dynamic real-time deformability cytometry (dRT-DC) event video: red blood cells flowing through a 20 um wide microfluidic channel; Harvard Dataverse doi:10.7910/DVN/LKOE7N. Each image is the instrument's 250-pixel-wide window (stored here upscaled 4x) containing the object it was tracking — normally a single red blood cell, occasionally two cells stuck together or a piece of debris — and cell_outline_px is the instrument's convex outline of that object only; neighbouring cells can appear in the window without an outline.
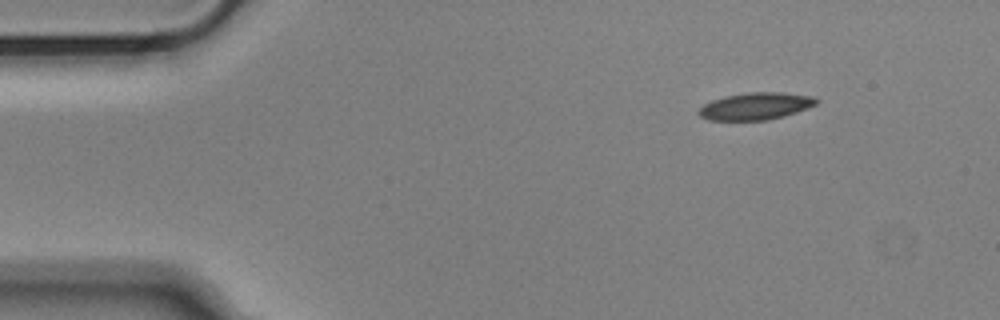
{"species": "Egyptian fruit bat (a non-hibernating species)", "species_latin": "Rousettus aegyptiacus", "temperature_condition": "cold", "stored_images_in_passage": 49, "camera_frame_rate_fps": 3000, "um_per_image_px": 0.085, "animal": {"sex": "male"}, "frame": {"image": 1, "passage_image": 1, "time_ms": 0.0, "image_size_px": [1000, 320], "cell_outline_px": [[820, 100], [816, 104], [796, 112], [784, 116], [768, 120], [708, 120], [700, 116], [696, 112], [704, 104], [712, 100], [728, 96], [748, 92], [784, 92], [812, 96]], "centroid_in_image_um": [64.23, 9.02], "position_along_channel_um": 20.8, "area_um2": 18.55}}
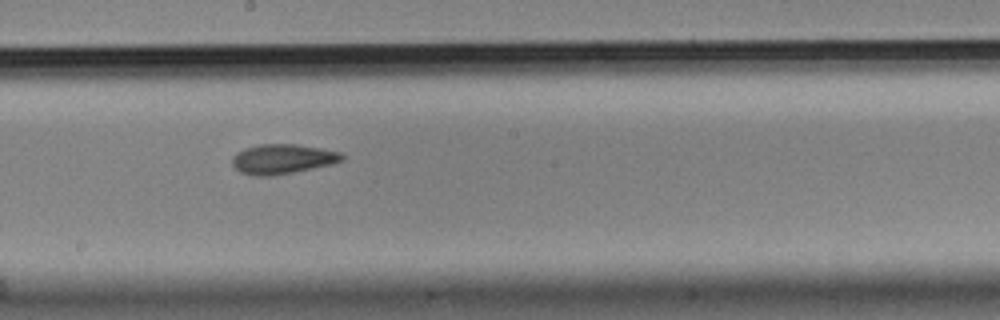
{"frame": {"image": 2, "passage_image": 24, "time_ms": 7.667, "image_size_px": [1000, 320], "cell_outline_px": [[344, 160], [332, 164], [272, 176], [252, 176], [240, 172], [232, 164], [232, 156], [236, 152], [244, 148], [260, 144], [296, 144], [320, 148], [340, 152], [344, 156]], "centroid_in_image_um": [23.98, 13.51], "position_along_channel_um": 224.2, "area_um2": 19.07}}
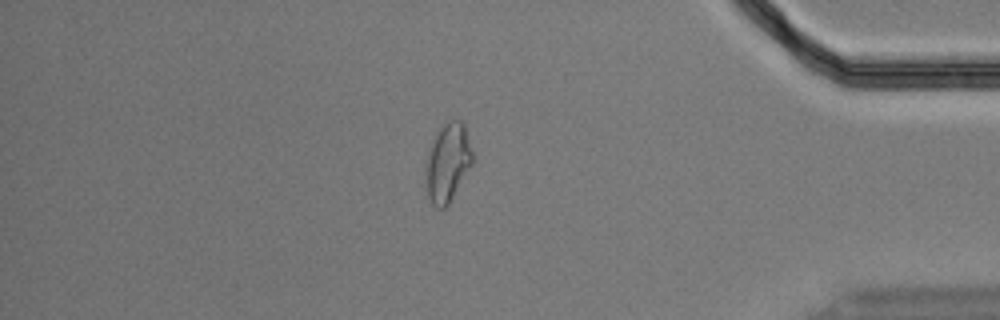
{"frame": {"image": 3, "passage_image": 41, "time_ms": 13.333, "image_size_px": [1000, 320], "cell_outline_px": [[472, 164], [448, 204], [444, 208], [436, 208], [432, 204], [428, 196], [424, 172], [424, 164], [432, 140], [436, 132], [452, 116], [460, 120], [464, 124], [472, 152]], "centroid_in_image_um": [38.02, 13.78], "position_along_channel_um": 397.2, "area_um2": 21.56}, "authors_computed_cell_mechanics": {"area_um2": 18.9584, "velocity_mm_per_s": 3.6453, "shape_relaxation_time_tau1_ms": 11.333, "shape_relaxation_time_tau2_ms": 3.5243, "deformation_change_tau1": 0.2221, "deformation_change_tau2": 0.0979}}